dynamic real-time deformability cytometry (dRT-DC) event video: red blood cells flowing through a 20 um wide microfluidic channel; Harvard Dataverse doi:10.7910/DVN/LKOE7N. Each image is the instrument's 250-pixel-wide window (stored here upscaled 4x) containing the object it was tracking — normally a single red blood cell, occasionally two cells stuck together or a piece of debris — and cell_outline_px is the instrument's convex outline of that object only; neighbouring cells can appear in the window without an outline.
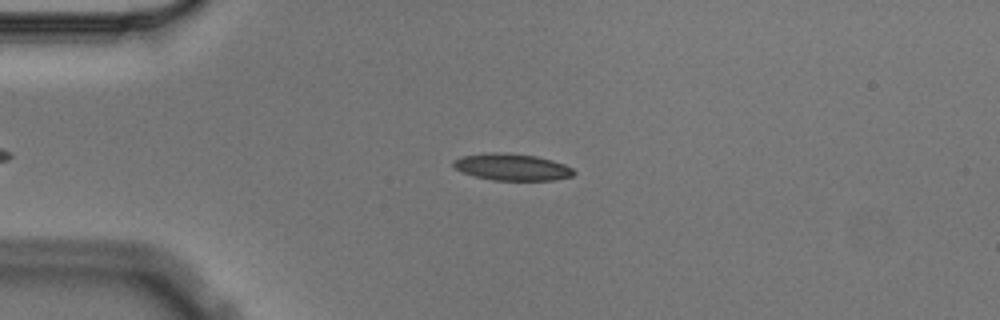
{"species": "Egyptian fruit bat (a non-hibernating species)", "species_latin": "Rousettus aegyptiacus", "temperature_condition": "cold", "stored_images_in_passage": 2, "camera_frame_rate_fps": 3000, "um_per_image_px": 0.085, "animal": {"sex": "male"}, "frame": {"image": 1, "passage_image": 1, "time_ms": 0.0, "image_size_px": [1000, 320], "cell_outline_px": [[576, 172], [572, 176], [556, 180], [492, 180], [476, 176], [464, 172], [456, 168], [452, 164], [452, 160], [460, 156], [488, 152], [500, 152], [536, 156], [552, 160], [564, 164], [572, 168]], "centroid_in_image_um": [43.52, 14.19], "position_along_channel_um": 41.5, "area_um2": 18.79}}